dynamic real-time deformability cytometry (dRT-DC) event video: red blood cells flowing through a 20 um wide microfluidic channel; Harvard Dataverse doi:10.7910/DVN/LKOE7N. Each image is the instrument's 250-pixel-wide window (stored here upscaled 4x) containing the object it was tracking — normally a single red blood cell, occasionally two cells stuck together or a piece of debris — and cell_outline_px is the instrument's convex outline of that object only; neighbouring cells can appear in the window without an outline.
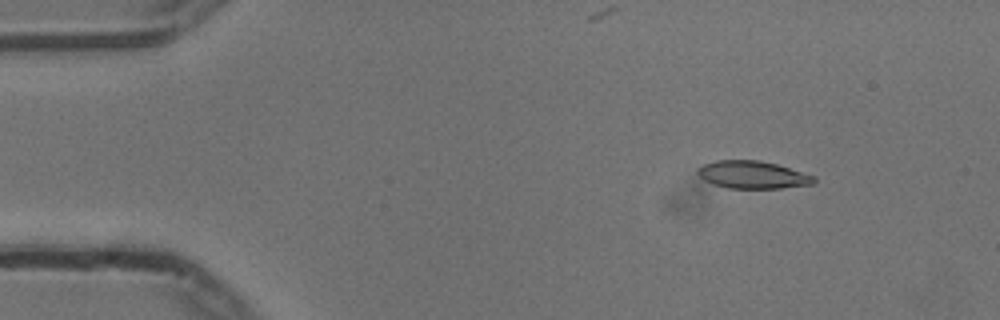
{"species": "common noctule bat (a hibernating species)", "species_latin": "Nyctalus noctula", "temperature_condition": "cold", "stored_images_in_passage": 13, "camera_frame_rate_fps": 3000, "um_per_image_px": 0.085, "animal": {"sex": "male", "body_mass_g": 13.3}, "frame": {"image": 1, "passage_image": 6, "time_ms": 1.667, "image_size_px": [1000, 320], "cell_outline_px": [[816, 184], [780, 188], [728, 188], [712, 184], [704, 180], [696, 172], [704, 164], [716, 160], [760, 160], [776, 164], [816, 176]], "centroid_in_image_um": [64.01, 14.86], "position_along_channel_um": 21.0, "area_um2": 18.73}}